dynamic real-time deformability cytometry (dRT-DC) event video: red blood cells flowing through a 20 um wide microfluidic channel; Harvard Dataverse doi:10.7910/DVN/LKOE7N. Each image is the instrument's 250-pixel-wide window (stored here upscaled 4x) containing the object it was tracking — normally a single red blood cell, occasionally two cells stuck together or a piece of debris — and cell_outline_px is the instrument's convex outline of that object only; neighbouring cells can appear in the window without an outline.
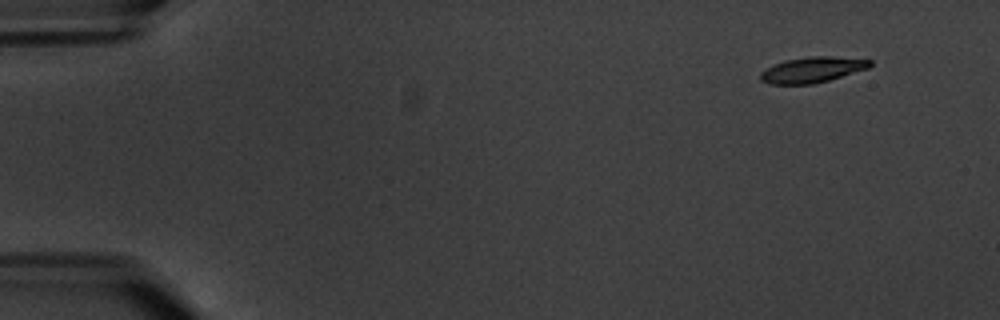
{"species": "common noctule bat (a hibernating species)", "species_latin": "Nyctalus noctula", "temperature_condition": "warm", "stored_images_in_passage": 5, "segment_of_instrument_passage": [2, 2], "camera_frame_rate_fps": 3000, "um_per_image_px": 0.085, "animal": {"sex": "male", "body_mass_g": 20.1, "forearm_length_mm": 53.5}, "frame": {"image": 1, "passage_image": 5, "time_ms": 4.667, "image_size_px": [1000, 320], "cell_outline_px": [[872, 64], [868, 68], [828, 80], [812, 84], [768, 84], [760, 80], [760, 72], [764, 68], [772, 64], [784, 60], [808, 56], [832, 56], [872, 60]], "centroid_in_image_um": [68.98, 5.92], "position_along_channel_um": 16.0, "area_um2": 16.47}}